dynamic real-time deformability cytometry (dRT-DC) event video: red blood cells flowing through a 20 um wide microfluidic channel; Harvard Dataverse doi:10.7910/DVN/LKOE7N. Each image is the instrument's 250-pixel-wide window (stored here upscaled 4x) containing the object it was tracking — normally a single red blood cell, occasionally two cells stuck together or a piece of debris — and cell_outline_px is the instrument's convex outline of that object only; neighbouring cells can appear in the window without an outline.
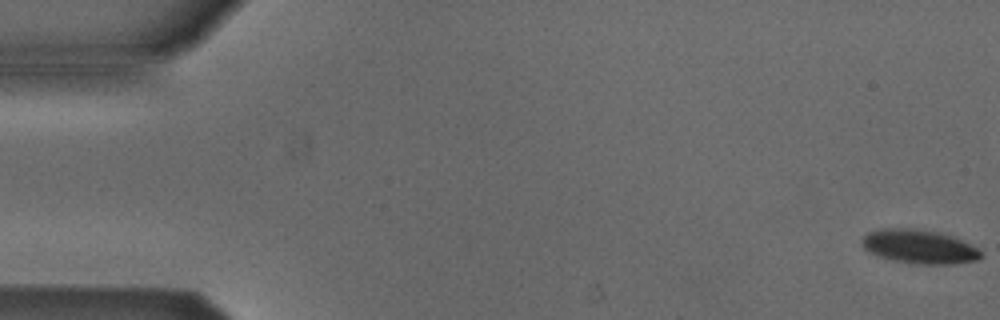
{"species": "Egyptian fruit bat (a non-hibernating species)", "species_latin": "Rousettus aegyptiacus", "temperature_condition": "cold", "stored_images_in_passage": 6, "camera_frame_rate_fps": 3000, "um_per_image_px": 0.085, "animal": {"sex": "male"}, "frame": {"image": 1, "passage_image": 1, "time_ms": 0.0, "image_size_px": [1000, 320], "cell_outline_px": [[984, 256], [976, 260], [956, 264], [912, 264], [892, 260], [868, 252], [864, 248], [864, 236], [868, 232], [880, 228], [920, 228], [940, 232], [952, 236], [976, 248]], "centroid_in_image_um": [78.13, 20.96], "position_along_channel_um": 6.9, "area_um2": 23.52}}
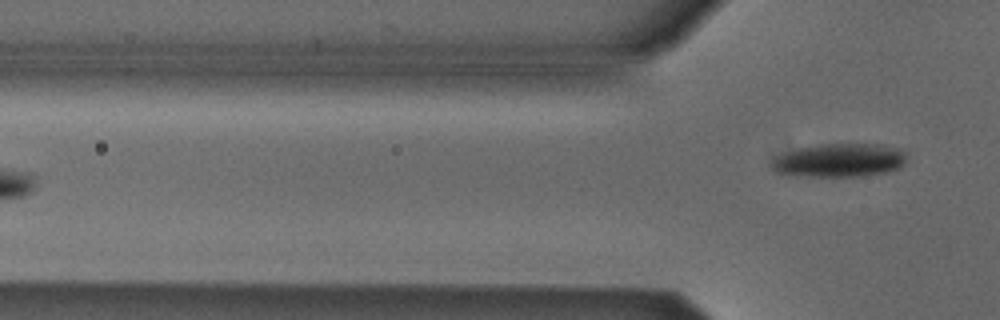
{"frame": {"image": 2, "passage_image": 6, "time_ms": 1.667, "image_size_px": [1000, 320], "cell_outline_px": [[904, 164], [896, 168], [884, 172], [860, 176], [808, 176], [776, 172], [772, 168], [772, 160], [780, 156], [800, 148], [820, 144], [876, 144], [900, 148], [904, 152]], "centroid_in_image_um": [71.38, 13.62], "position_along_channel_um": 54.4, "area_um2": 25.66}}